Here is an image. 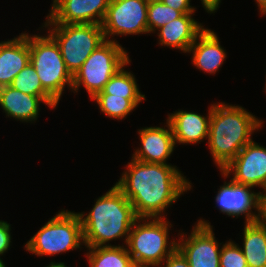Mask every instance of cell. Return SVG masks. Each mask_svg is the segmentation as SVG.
<instances>
[{
	"mask_svg": "<svg viewBox=\"0 0 266 267\" xmlns=\"http://www.w3.org/2000/svg\"><path fill=\"white\" fill-rule=\"evenodd\" d=\"M110 0H52L44 23L102 24Z\"/></svg>",
	"mask_w": 266,
	"mask_h": 267,
	"instance_id": "13",
	"label": "cell"
},
{
	"mask_svg": "<svg viewBox=\"0 0 266 267\" xmlns=\"http://www.w3.org/2000/svg\"><path fill=\"white\" fill-rule=\"evenodd\" d=\"M139 147H134L131 158L141 162L171 164L170 156L176 149L172 129L166 120L161 126H146L137 129Z\"/></svg>",
	"mask_w": 266,
	"mask_h": 267,
	"instance_id": "14",
	"label": "cell"
},
{
	"mask_svg": "<svg viewBox=\"0 0 266 267\" xmlns=\"http://www.w3.org/2000/svg\"><path fill=\"white\" fill-rule=\"evenodd\" d=\"M134 267H155V266H134Z\"/></svg>",
	"mask_w": 266,
	"mask_h": 267,
	"instance_id": "37",
	"label": "cell"
},
{
	"mask_svg": "<svg viewBox=\"0 0 266 267\" xmlns=\"http://www.w3.org/2000/svg\"><path fill=\"white\" fill-rule=\"evenodd\" d=\"M91 101L97 104L99 112L111 120H125L146 99H126L111 94H96Z\"/></svg>",
	"mask_w": 266,
	"mask_h": 267,
	"instance_id": "23",
	"label": "cell"
},
{
	"mask_svg": "<svg viewBox=\"0 0 266 267\" xmlns=\"http://www.w3.org/2000/svg\"><path fill=\"white\" fill-rule=\"evenodd\" d=\"M203 10L208 14L217 13L223 0H200Z\"/></svg>",
	"mask_w": 266,
	"mask_h": 267,
	"instance_id": "30",
	"label": "cell"
},
{
	"mask_svg": "<svg viewBox=\"0 0 266 267\" xmlns=\"http://www.w3.org/2000/svg\"><path fill=\"white\" fill-rule=\"evenodd\" d=\"M147 10L143 0H110L101 24L105 40L120 43V36H148Z\"/></svg>",
	"mask_w": 266,
	"mask_h": 267,
	"instance_id": "10",
	"label": "cell"
},
{
	"mask_svg": "<svg viewBox=\"0 0 266 267\" xmlns=\"http://www.w3.org/2000/svg\"><path fill=\"white\" fill-rule=\"evenodd\" d=\"M29 62V31L0 41V87L9 86Z\"/></svg>",
	"mask_w": 266,
	"mask_h": 267,
	"instance_id": "19",
	"label": "cell"
},
{
	"mask_svg": "<svg viewBox=\"0 0 266 267\" xmlns=\"http://www.w3.org/2000/svg\"><path fill=\"white\" fill-rule=\"evenodd\" d=\"M261 197H266V191H265V193H264V194H262V195H261Z\"/></svg>",
	"mask_w": 266,
	"mask_h": 267,
	"instance_id": "38",
	"label": "cell"
},
{
	"mask_svg": "<svg viewBox=\"0 0 266 267\" xmlns=\"http://www.w3.org/2000/svg\"><path fill=\"white\" fill-rule=\"evenodd\" d=\"M183 13L175 10L163 2H156L148 4L147 10V23L149 35L154 34L159 28L163 27L166 23L181 17Z\"/></svg>",
	"mask_w": 266,
	"mask_h": 267,
	"instance_id": "25",
	"label": "cell"
},
{
	"mask_svg": "<svg viewBox=\"0 0 266 267\" xmlns=\"http://www.w3.org/2000/svg\"><path fill=\"white\" fill-rule=\"evenodd\" d=\"M36 30L40 32L29 33L30 63L43 89L60 104L66 90L72 93L73 76L67 70L55 40L41 26Z\"/></svg>",
	"mask_w": 266,
	"mask_h": 267,
	"instance_id": "6",
	"label": "cell"
},
{
	"mask_svg": "<svg viewBox=\"0 0 266 267\" xmlns=\"http://www.w3.org/2000/svg\"><path fill=\"white\" fill-rule=\"evenodd\" d=\"M239 104L213 102L206 143L213 164L223 169L240 150L262 131L264 119Z\"/></svg>",
	"mask_w": 266,
	"mask_h": 267,
	"instance_id": "2",
	"label": "cell"
},
{
	"mask_svg": "<svg viewBox=\"0 0 266 267\" xmlns=\"http://www.w3.org/2000/svg\"><path fill=\"white\" fill-rule=\"evenodd\" d=\"M214 225L200 217L190 233L178 230L177 249L187 259L190 267H220V251L223 242H218ZM187 233V234H186Z\"/></svg>",
	"mask_w": 266,
	"mask_h": 267,
	"instance_id": "9",
	"label": "cell"
},
{
	"mask_svg": "<svg viewBox=\"0 0 266 267\" xmlns=\"http://www.w3.org/2000/svg\"><path fill=\"white\" fill-rule=\"evenodd\" d=\"M9 86L32 96H50L43 89L39 76L30 62L14 78Z\"/></svg>",
	"mask_w": 266,
	"mask_h": 267,
	"instance_id": "24",
	"label": "cell"
},
{
	"mask_svg": "<svg viewBox=\"0 0 266 267\" xmlns=\"http://www.w3.org/2000/svg\"><path fill=\"white\" fill-rule=\"evenodd\" d=\"M0 267H7L2 257H0Z\"/></svg>",
	"mask_w": 266,
	"mask_h": 267,
	"instance_id": "35",
	"label": "cell"
},
{
	"mask_svg": "<svg viewBox=\"0 0 266 267\" xmlns=\"http://www.w3.org/2000/svg\"><path fill=\"white\" fill-rule=\"evenodd\" d=\"M130 59V53L120 43L105 40L74 74L72 93L77 95L83 87L92 99Z\"/></svg>",
	"mask_w": 266,
	"mask_h": 267,
	"instance_id": "7",
	"label": "cell"
},
{
	"mask_svg": "<svg viewBox=\"0 0 266 267\" xmlns=\"http://www.w3.org/2000/svg\"><path fill=\"white\" fill-rule=\"evenodd\" d=\"M219 174L224 183L217 188L214 197L215 209L232 219L244 218V223L260 220L261 193L251 186L233 182L221 170ZM217 207V208H216Z\"/></svg>",
	"mask_w": 266,
	"mask_h": 267,
	"instance_id": "11",
	"label": "cell"
},
{
	"mask_svg": "<svg viewBox=\"0 0 266 267\" xmlns=\"http://www.w3.org/2000/svg\"><path fill=\"white\" fill-rule=\"evenodd\" d=\"M27 254L52 257L85 248L80 216L75 211L60 209L41 226L23 246Z\"/></svg>",
	"mask_w": 266,
	"mask_h": 267,
	"instance_id": "5",
	"label": "cell"
},
{
	"mask_svg": "<svg viewBox=\"0 0 266 267\" xmlns=\"http://www.w3.org/2000/svg\"><path fill=\"white\" fill-rule=\"evenodd\" d=\"M158 267H190L187 259L176 248Z\"/></svg>",
	"mask_w": 266,
	"mask_h": 267,
	"instance_id": "28",
	"label": "cell"
},
{
	"mask_svg": "<svg viewBox=\"0 0 266 267\" xmlns=\"http://www.w3.org/2000/svg\"><path fill=\"white\" fill-rule=\"evenodd\" d=\"M12 226L4 220H0V257H4L12 247Z\"/></svg>",
	"mask_w": 266,
	"mask_h": 267,
	"instance_id": "27",
	"label": "cell"
},
{
	"mask_svg": "<svg viewBox=\"0 0 266 267\" xmlns=\"http://www.w3.org/2000/svg\"><path fill=\"white\" fill-rule=\"evenodd\" d=\"M146 4L161 2V0H143Z\"/></svg>",
	"mask_w": 266,
	"mask_h": 267,
	"instance_id": "34",
	"label": "cell"
},
{
	"mask_svg": "<svg viewBox=\"0 0 266 267\" xmlns=\"http://www.w3.org/2000/svg\"><path fill=\"white\" fill-rule=\"evenodd\" d=\"M266 67V66H265ZM266 70V69H265ZM266 73V72H265ZM265 86H264V92H265V94H266V74H265V84H264Z\"/></svg>",
	"mask_w": 266,
	"mask_h": 267,
	"instance_id": "36",
	"label": "cell"
},
{
	"mask_svg": "<svg viewBox=\"0 0 266 267\" xmlns=\"http://www.w3.org/2000/svg\"><path fill=\"white\" fill-rule=\"evenodd\" d=\"M165 5L181 11L183 14L196 13V6H192V0H161Z\"/></svg>",
	"mask_w": 266,
	"mask_h": 267,
	"instance_id": "29",
	"label": "cell"
},
{
	"mask_svg": "<svg viewBox=\"0 0 266 267\" xmlns=\"http://www.w3.org/2000/svg\"><path fill=\"white\" fill-rule=\"evenodd\" d=\"M131 62L132 60L130 59L122 68H120V70L110 78L104 89L97 94L123 96V98L126 99H146L145 94H143L139 88L136 75L129 69Z\"/></svg>",
	"mask_w": 266,
	"mask_h": 267,
	"instance_id": "22",
	"label": "cell"
},
{
	"mask_svg": "<svg viewBox=\"0 0 266 267\" xmlns=\"http://www.w3.org/2000/svg\"><path fill=\"white\" fill-rule=\"evenodd\" d=\"M40 26L58 44L65 66L72 76L105 41L100 24L42 23Z\"/></svg>",
	"mask_w": 266,
	"mask_h": 267,
	"instance_id": "8",
	"label": "cell"
},
{
	"mask_svg": "<svg viewBox=\"0 0 266 267\" xmlns=\"http://www.w3.org/2000/svg\"><path fill=\"white\" fill-rule=\"evenodd\" d=\"M80 216L85 247L123 246L127 244L130 230L138 218L133 205L114 184L94 200L87 212ZM122 240L119 244L113 241Z\"/></svg>",
	"mask_w": 266,
	"mask_h": 267,
	"instance_id": "3",
	"label": "cell"
},
{
	"mask_svg": "<svg viewBox=\"0 0 266 267\" xmlns=\"http://www.w3.org/2000/svg\"><path fill=\"white\" fill-rule=\"evenodd\" d=\"M207 108V115L183 109L167 114L165 119L171 126L176 147L189 144L197 146L208 139L212 103Z\"/></svg>",
	"mask_w": 266,
	"mask_h": 267,
	"instance_id": "16",
	"label": "cell"
},
{
	"mask_svg": "<svg viewBox=\"0 0 266 267\" xmlns=\"http://www.w3.org/2000/svg\"><path fill=\"white\" fill-rule=\"evenodd\" d=\"M260 221L266 226V197H261Z\"/></svg>",
	"mask_w": 266,
	"mask_h": 267,
	"instance_id": "32",
	"label": "cell"
},
{
	"mask_svg": "<svg viewBox=\"0 0 266 267\" xmlns=\"http://www.w3.org/2000/svg\"><path fill=\"white\" fill-rule=\"evenodd\" d=\"M243 224L239 247L248 267H266V226L260 220Z\"/></svg>",
	"mask_w": 266,
	"mask_h": 267,
	"instance_id": "20",
	"label": "cell"
},
{
	"mask_svg": "<svg viewBox=\"0 0 266 267\" xmlns=\"http://www.w3.org/2000/svg\"><path fill=\"white\" fill-rule=\"evenodd\" d=\"M49 110H55L58 103L51 96H32L12 88L11 86L0 87V109L6 118L17 122L35 124L41 111V105Z\"/></svg>",
	"mask_w": 266,
	"mask_h": 267,
	"instance_id": "15",
	"label": "cell"
},
{
	"mask_svg": "<svg viewBox=\"0 0 266 267\" xmlns=\"http://www.w3.org/2000/svg\"><path fill=\"white\" fill-rule=\"evenodd\" d=\"M233 182L266 191V146L255 140L246 144L223 169Z\"/></svg>",
	"mask_w": 266,
	"mask_h": 267,
	"instance_id": "12",
	"label": "cell"
},
{
	"mask_svg": "<svg viewBox=\"0 0 266 267\" xmlns=\"http://www.w3.org/2000/svg\"><path fill=\"white\" fill-rule=\"evenodd\" d=\"M219 264L220 267H248L239 244L231 238L222 244Z\"/></svg>",
	"mask_w": 266,
	"mask_h": 267,
	"instance_id": "26",
	"label": "cell"
},
{
	"mask_svg": "<svg viewBox=\"0 0 266 267\" xmlns=\"http://www.w3.org/2000/svg\"><path fill=\"white\" fill-rule=\"evenodd\" d=\"M86 251V252H85ZM84 255L89 267H134L126 245L85 247Z\"/></svg>",
	"mask_w": 266,
	"mask_h": 267,
	"instance_id": "21",
	"label": "cell"
},
{
	"mask_svg": "<svg viewBox=\"0 0 266 267\" xmlns=\"http://www.w3.org/2000/svg\"><path fill=\"white\" fill-rule=\"evenodd\" d=\"M172 227L169 218L138 217L135 220L126 244L135 266L158 267L163 263L177 248L176 237H170Z\"/></svg>",
	"mask_w": 266,
	"mask_h": 267,
	"instance_id": "4",
	"label": "cell"
},
{
	"mask_svg": "<svg viewBox=\"0 0 266 267\" xmlns=\"http://www.w3.org/2000/svg\"><path fill=\"white\" fill-rule=\"evenodd\" d=\"M220 40L215 30L206 27L189 47L187 55H191L192 66L200 72L215 76L228 57Z\"/></svg>",
	"mask_w": 266,
	"mask_h": 267,
	"instance_id": "17",
	"label": "cell"
},
{
	"mask_svg": "<svg viewBox=\"0 0 266 267\" xmlns=\"http://www.w3.org/2000/svg\"><path fill=\"white\" fill-rule=\"evenodd\" d=\"M255 4H257L256 6L258 7V15L260 17H265L266 16V0H254Z\"/></svg>",
	"mask_w": 266,
	"mask_h": 267,
	"instance_id": "31",
	"label": "cell"
},
{
	"mask_svg": "<svg viewBox=\"0 0 266 267\" xmlns=\"http://www.w3.org/2000/svg\"><path fill=\"white\" fill-rule=\"evenodd\" d=\"M49 264V265H48ZM47 266H43V267H71V266H67L65 262H55V259L54 261H51L50 263H48Z\"/></svg>",
	"mask_w": 266,
	"mask_h": 267,
	"instance_id": "33",
	"label": "cell"
},
{
	"mask_svg": "<svg viewBox=\"0 0 266 267\" xmlns=\"http://www.w3.org/2000/svg\"><path fill=\"white\" fill-rule=\"evenodd\" d=\"M195 14H183L181 17L159 28L154 33V36H157L158 39V46L187 54L196 37L206 28L203 23L195 19Z\"/></svg>",
	"mask_w": 266,
	"mask_h": 267,
	"instance_id": "18",
	"label": "cell"
},
{
	"mask_svg": "<svg viewBox=\"0 0 266 267\" xmlns=\"http://www.w3.org/2000/svg\"><path fill=\"white\" fill-rule=\"evenodd\" d=\"M129 158L115 185L133 205L137 217L167 218V209L193 190L192 182L176 165Z\"/></svg>",
	"mask_w": 266,
	"mask_h": 267,
	"instance_id": "1",
	"label": "cell"
}]
</instances>
